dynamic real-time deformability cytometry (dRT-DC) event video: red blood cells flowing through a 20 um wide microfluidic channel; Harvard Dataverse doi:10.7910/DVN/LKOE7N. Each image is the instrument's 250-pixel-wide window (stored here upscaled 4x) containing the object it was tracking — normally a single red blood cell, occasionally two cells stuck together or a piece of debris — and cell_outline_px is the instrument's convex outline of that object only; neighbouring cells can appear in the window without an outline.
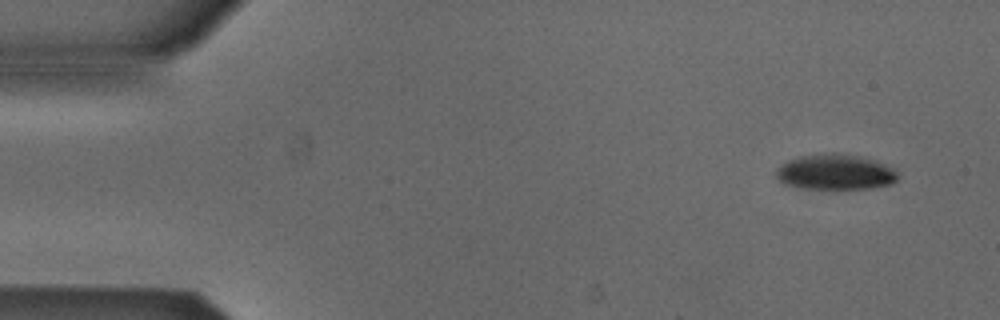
{"species": "Egyptian fruit bat (a non-hibernating species)", "species_latin": "Rousettus aegyptiacus", "temperature_condition": "cold", "stored_images_in_passage": 50, "camera_frame_rate_fps": 3000, "um_per_image_px": 0.085, "animal": {"sex": "male"}, "frame": {"image": 1, "passage_image": 1, "time_ms": 0.0, "image_size_px": [1000, 320], "cell_outline_px": [[896, 180], [892, 184], [872, 188], [836, 192], [832, 192], [784, 184], [776, 176], [776, 168], [780, 164], [788, 160], [800, 156], [832, 152], [836, 152], [876, 160], [892, 168], [896, 172]], "centroid_in_image_um": [70.99, 14.67], "position_along_channel_um": 14.0, "area_um2": 25.89}}
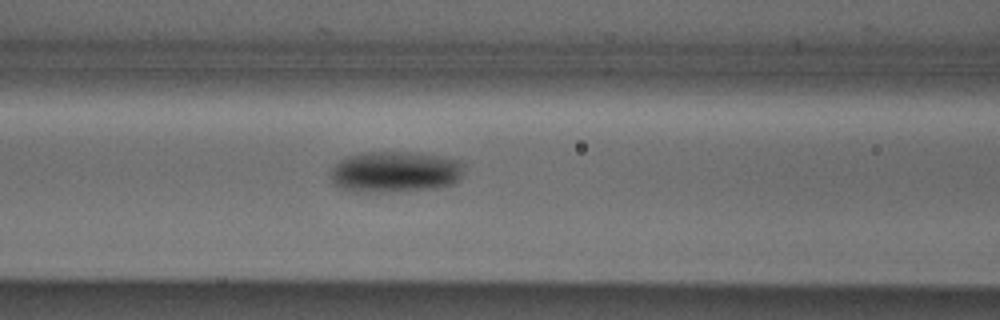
{"frame": {"image": 2, "passage_image": 19, "time_ms": 6.0, "image_size_px": [1000, 320], "cell_outline_px": [[464, 164], [460, 176], [452, 184], [436, 188], [388, 192], [352, 192], [340, 188], [332, 184], [328, 176], [332, 168], [340, 160], [348, 156], [372, 152], [404, 152], [436, 156], [460, 160]], "centroid_in_image_um": [33.51, 14.63], "position_along_channel_um": 133.1, "area_um2": 31.96}}
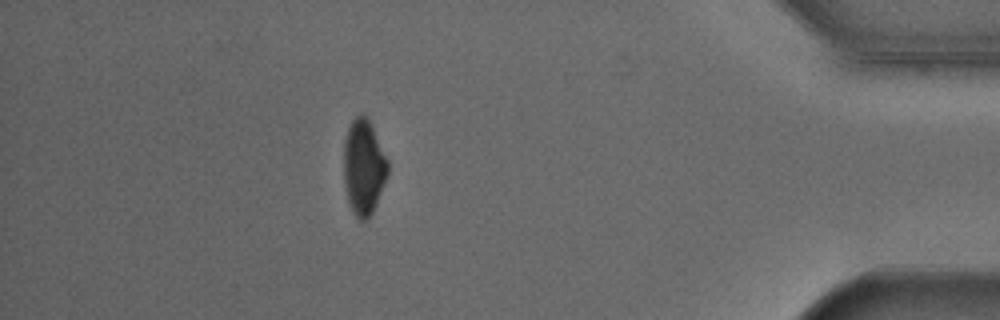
{"frame": {"image": 3, "passage_image": 44, "time_ms": 14.333, "image_size_px": [1000, 320], "cell_outline_px": [[388, 172], [372, 212], [364, 220], [360, 220], [352, 212], [348, 200], [344, 184], [344, 140], [348, 128], [352, 120], [356, 116], [364, 112], [368, 116], [388, 160]], "centroid_in_image_um": [30.9, 14.14], "position_along_channel_um": 404.3, "area_um2": 24.33}, "authors_computed_cell_mechanics": {"area_um2": 27.3683, "velocity_mm_per_s": 3.8509, "shape_relaxation_time_tau1_ms": 2.9251, "shape_relaxation_time_tau2_ms": null, "deformation_change_tau1": 0.0797, "deformation_change_tau2": null}}